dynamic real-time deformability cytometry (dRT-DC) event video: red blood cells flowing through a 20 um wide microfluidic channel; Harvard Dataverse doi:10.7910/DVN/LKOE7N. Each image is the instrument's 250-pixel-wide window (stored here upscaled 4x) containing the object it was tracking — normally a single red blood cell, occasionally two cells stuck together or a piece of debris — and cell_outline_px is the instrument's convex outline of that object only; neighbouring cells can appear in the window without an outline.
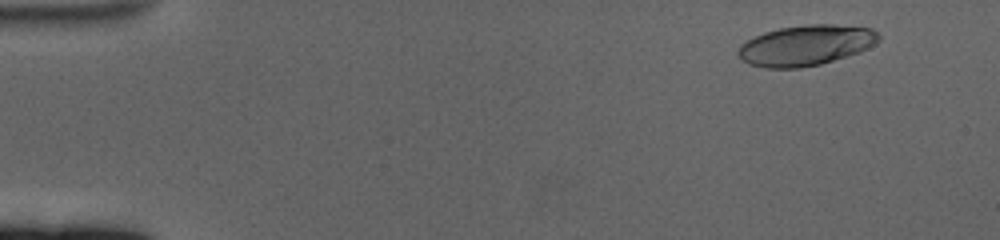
{"species": "human", "species_latin": "Homo sapiens", "temperature_condition": "cold", "stored_images_in_passage": 61, "camera_frame_rate_fps": 3000, "um_per_image_px": 0.085, "donor": {"sex": "female"}, "frame": {"image": 1, "passage_image": 6, "time_ms": 1.667, "image_size_px": [1000, 240], "cell_outline_px": [[880, 40], [868, 48], [860, 52], [820, 64], [800, 68], [764, 68], [748, 64], [740, 60], [736, 56], [736, 52], [740, 44], [764, 32], [780, 28], [804, 24], [832, 24], [872, 28], [880, 36]], "centroid_in_image_um": [68.46, 3.86], "position_along_channel_um": 16.5, "area_um2": 33.41}}
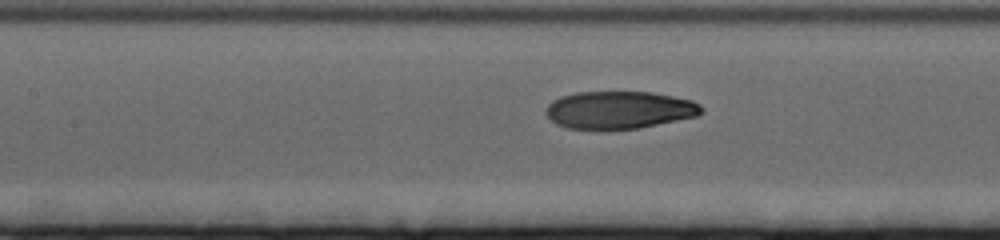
{"frame": {"image": 2, "passage_image": 29, "time_ms": 9.333, "image_size_px": [1000, 240], "cell_outline_px": [[704, 112], [696, 116], [636, 128], [568, 128], [556, 124], [544, 112], [548, 104], [552, 100], [576, 92], [652, 92], [692, 100], [700, 104], [704, 108]], "centroid_in_image_um": [52.65, 9.32], "position_along_channel_um": 154.8, "area_um2": 33.58}}
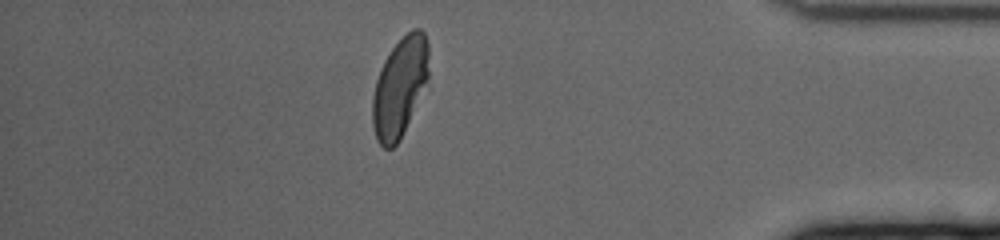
{"frame": {"image": 3, "passage_image": 54, "time_ms": 17.667, "image_size_px": [1000, 240], "cell_outline_px": [[428, 84], [400, 140], [392, 148], [384, 148], [376, 140], [372, 124], [372, 96], [376, 80], [380, 68], [384, 60], [392, 48], [412, 28], [420, 28], [424, 32], [428, 44]], "centroid_in_image_um": [33.99, 7.43], "position_along_channel_um": 401.2, "area_um2": 32.95}, "authors_computed_cell_mechanics": {"area_um2": 34.4488, "velocity_mm_per_s": 3.36, "shape_relaxation_time_tau1_ms": 5.7262, "shape_relaxation_time_tau2_ms": 1.399, "deformation_change_tau1": 0.2158, "deformation_change_tau2": 0.0622}}